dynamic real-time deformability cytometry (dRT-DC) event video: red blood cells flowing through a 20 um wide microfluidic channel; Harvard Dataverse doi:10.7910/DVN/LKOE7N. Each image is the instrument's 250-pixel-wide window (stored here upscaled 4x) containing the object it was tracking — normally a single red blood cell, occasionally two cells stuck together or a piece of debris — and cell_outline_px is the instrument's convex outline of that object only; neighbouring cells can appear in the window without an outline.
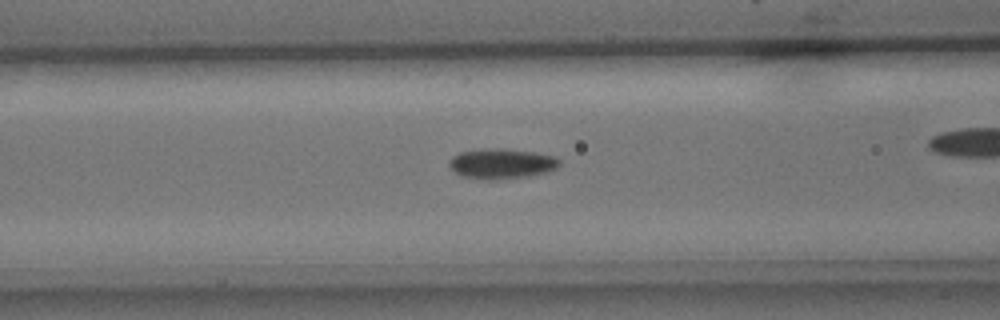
{"species": "common noctule bat (a hibernating species)", "species_latin": "Nyctalus noctula", "temperature_condition": "cold", "stored_images_in_passage": 45, "camera_frame_rate_fps": 3000, "um_per_image_px": 0.085, "animal": {"sex": "male", "body_mass_g": 15.6}, "frame": {"image": 1, "passage_image": 22, "time_ms": 7.0, "image_size_px": [1000, 320], "cell_outline_px": [[560, 164], [556, 168], [544, 172], [528, 176], [492, 180], [488, 180], [460, 176], [448, 164], [448, 160], [452, 156], [460, 152], [488, 148], [504, 148], [532, 152], [556, 156], [560, 160]], "centroid_in_image_um": [42.61, 13.9], "position_along_channel_um": 124.0, "area_um2": 19.36}}
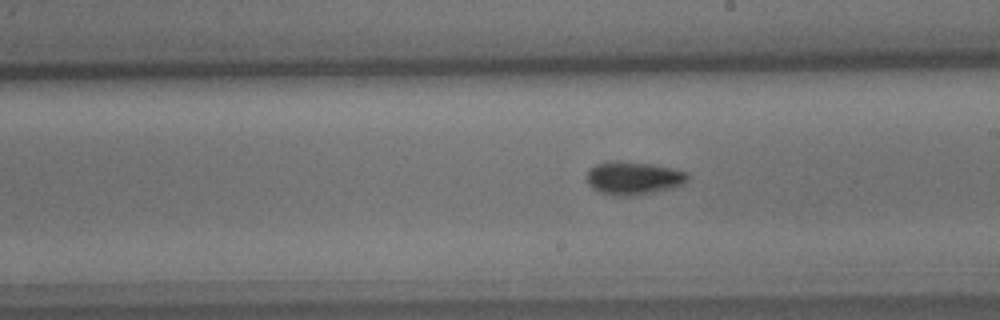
{"frame": {"image": 2, "passage_image": 31, "time_ms": 10.0, "image_size_px": [1000, 320], "cell_outline_px": [[688, 180], [684, 184], [672, 188], [636, 196], [612, 196], [600, 192], [592, 188], [588, 184], [584, 176], [596, 164], [612, 160], [620, 160], [652, 164], [672, 168], [688, 172]], "centroid_in_image_um": [53.83, 15.14], "position_along_channel_um": 235.2, "area_um2": 19.88}}
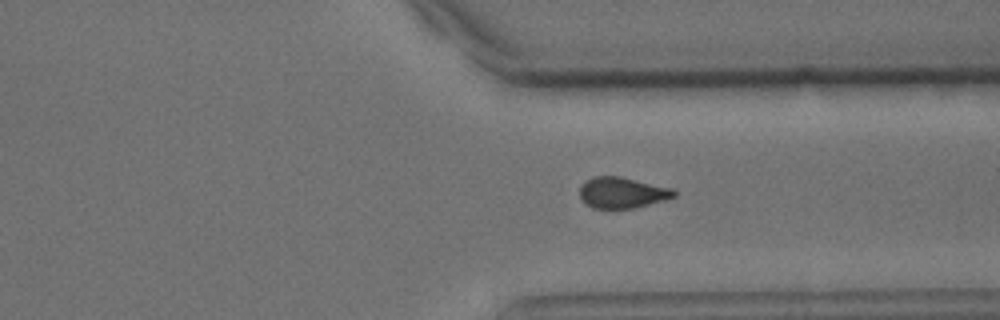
{"frame": {"image": 3, "passage_image": 41, "time_ms": 13.333, "image_size_px": [1000, 320], "cell_outline_px": [[676, 196], [668, 200], [636, 208], [592, 208], [584, 204], [580, 196], [580, 184], [584, 180], [592, 176], [620, 176], [676, 188]], "centroid_in_image_um": [52.92, 16.37], "position_along_channel_um": 358.5, "area_um2": 17.63}}